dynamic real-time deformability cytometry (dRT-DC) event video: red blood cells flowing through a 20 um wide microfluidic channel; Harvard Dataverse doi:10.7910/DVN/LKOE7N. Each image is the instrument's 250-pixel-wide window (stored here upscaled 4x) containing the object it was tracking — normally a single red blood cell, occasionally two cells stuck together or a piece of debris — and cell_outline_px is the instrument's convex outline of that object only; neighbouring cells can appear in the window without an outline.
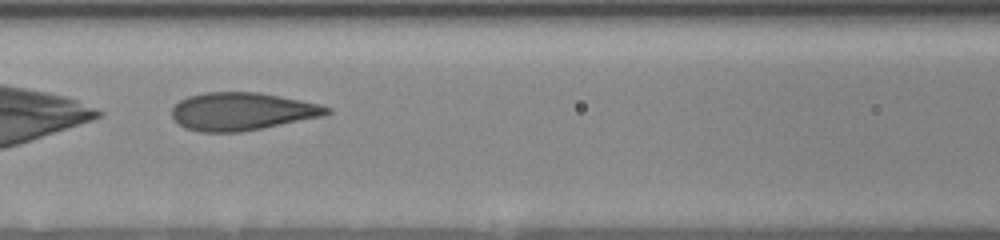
{"species": "human", "species_latin": "Homo sapiens", "temperature_condition": "room temperature", "stored_images_in_passage": 17, "camera_frame_rate_fps": 3000, "um_per_image_px": 0.085, "donor": {"sex": "female"}, "frame": {"image": 1, "passage_image": 10, "time_ms": 7.0, "image_size_px": [1000, 240], "cell_outline_px": [[332, 112], [324, 116], [240, 132], [200, 132], [184, 128], [172, 116], [172, 108], [180, 100], [188, 96], [204, 92], [260, 92], [320, 104], [332, 108]], "centroid_in_image_um": [20.58, 9.46], "position_along_channel_um": 146.0, "area_um2": 34.16}}
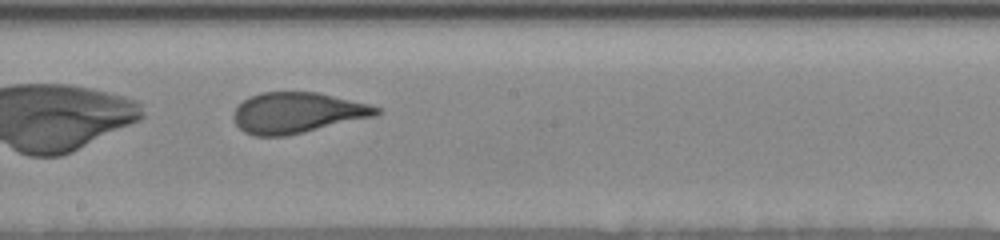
{"frame": {"image": 2, "passage_image": 14, "time_ms": 9.0, "image_size_px": [1000, 240], "cell_outline_px": [[380, 112], [376, 116], [288, 136], [252, 136], [244, 132], [236, 124], [232, 116], [236, 108], [248, 96], [260, 92], [316, 92], [368, 104], [380, 108]], "centroid_in_image_um": [25.24, 9.59], "position_along_channel_um": 223.0, "area_um2": 33.93}}
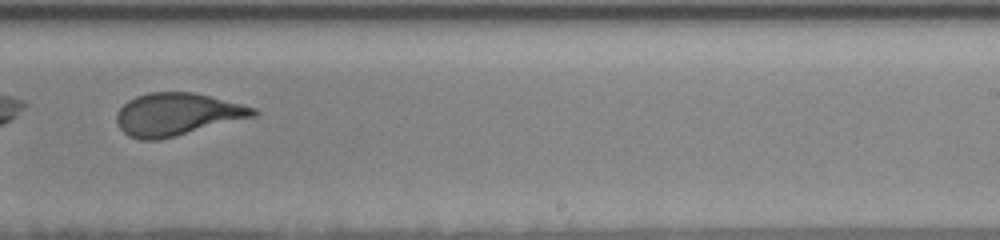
{"frame": {"image": 3, "passage_image": 17, "time_ms": 10.333, "image_size_px": [1000, 240], "cell_outline_px": [[260, 112], [256, 116], [160, 140], [140, 140], [128, 136], [120, 128], [116, 120], [116, 116], [120, 108], [128, 100], [136, 96], [148, 92], [192, 92], [256, 108]], "centroid_in_image_um": [15.03, 9.73], "position_along_channel_um": 274.0, "area_um2": 33.76}}